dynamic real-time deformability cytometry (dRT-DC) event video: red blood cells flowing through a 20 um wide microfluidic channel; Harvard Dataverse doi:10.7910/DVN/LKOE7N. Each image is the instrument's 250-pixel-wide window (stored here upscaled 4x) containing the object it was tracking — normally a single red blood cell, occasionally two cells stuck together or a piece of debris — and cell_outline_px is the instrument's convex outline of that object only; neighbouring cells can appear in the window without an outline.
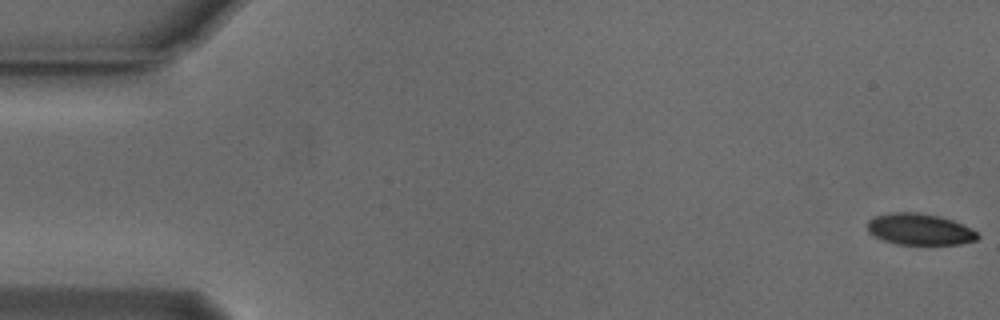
{"species": "Egyptian fruit bat (a non-hibernating species)", "species_latin": "Rousettus aegyptiacus", "temperature_condition": "cold", "stored_images_in_passage": 55, "camera_frame_rate_fps": 3000, "um_per_image_px": 0.085, "animal": {"sex": "male"}, "frame": {"image": 1, "passage_image": 1, "time_ms": 0.0, "image_size_px": [1000, 320], "cell_outline_px": [[980, 236], [976, 240], [960, 244], [896, 244], [884, 240], [868, 232], [868, 220], [876, 216], [892, 212], [920, 212], [940, 216], [952, 220], [976, 232]], "centroid_in_image_um": [78.15, 19.48], "position_along_channel_um": 6.8, "area_um2": 19.94}}
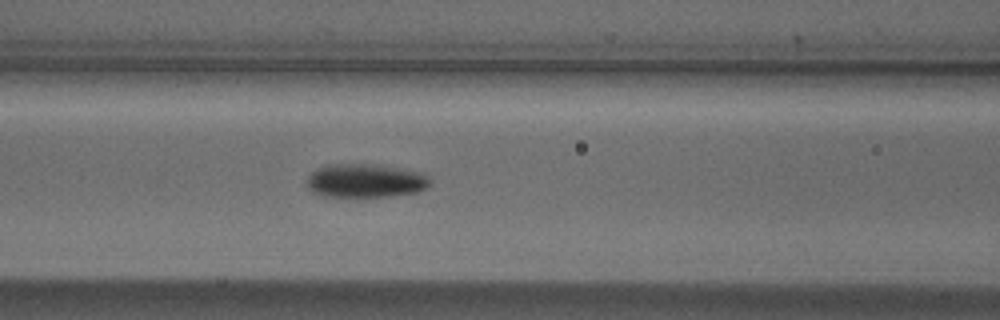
{"frame": {"image": 2, "passage_image": 23, "time_ms": 7.333, "image_size_px": [1000, 320], "cell_outline_px": [[428, 184], [424, 188], [416, 192], [388, 196], [324, 196], [312, 192], [308, 188], [308, 176], [312, 172], [328, 164], [364, 164], [396, 168], [420, 172], [428, 176]], "centroid_in_image_um": [31.01, 15.36], "position_along_channel_um": 135.6, "area_um2": 23.52}}
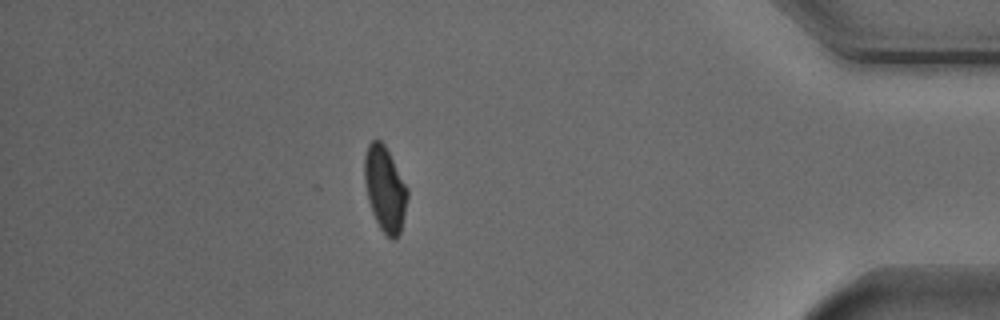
{"frame": {"image": 3, "passage_image": 48, "time_ms": 15.667, "image_size_px": [1000, 320], "cell_outline_px": [[408, 196], [400, 232], [396, 240], [392, 240], [380, 228], [372, 212], [368, 200], [364, 180], [364, 156], [368, 144], [372, 140], [380, 140], [384, 144], [408, 188]], "centroid_in_image_um": [32.71, 16.05], "position_along_channel_um": 402.5, "area_um2": 21.15}, "authors_computed_cell_mechanics": {"area_um2": 21.964, "velocity_mm_per_s": 3.7592, "shape_relaxation_time_tau1_ms": 3.6299, "shape_relaxation_time_tau2_ms": 4.7489, "deformation_change_tau1": 0.1347, "deformation_change_tau2": 0.0911}}